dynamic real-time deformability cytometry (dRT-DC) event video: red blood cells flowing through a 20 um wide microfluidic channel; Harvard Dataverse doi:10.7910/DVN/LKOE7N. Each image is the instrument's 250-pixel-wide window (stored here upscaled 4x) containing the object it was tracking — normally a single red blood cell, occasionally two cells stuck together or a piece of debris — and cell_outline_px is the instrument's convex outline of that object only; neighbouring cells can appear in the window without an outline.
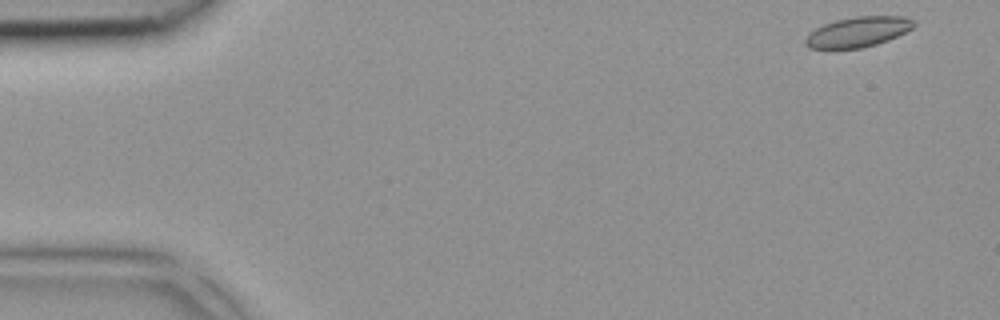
{"species": "common noctule bat (a hibernating species)", "species_latin": "Nyctalus noctula", "temperature_condition": "room temperature", "stored_images_in_passage": 3, "camera_frame_rate_fps": 3000, "um_per_image_px": 0.085, "animal": {"sex": "female", "body_mass_g": 18.4}, "frame": {"image": 1, "passage_image": 1, "time_ms": 0.0, "image_size_px": [1000, 320], "cell_outline_px": [[916, 24], [912, 28], [888, 40], [876, 44], [860, 48], [808, 48], [804, 44], [804, 40], [816, 28], [824, 24], [836, 20], [856, 16], [904, 16], [912, 20]], "centroid_in_image_um": [72.93, 2.71], "position_along_channel_um": 12.1, "area_um2": 18.79}}
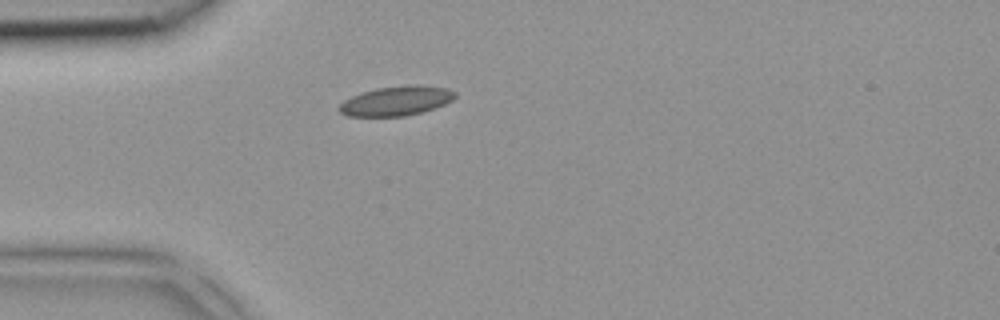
{"frame": {"image": 2, "passage_image": 3, "time_ms": 0.667, "image_size_px": [1000, 320], "cell_outline_px": [[456, 96], [452, 100], [436, 108], [424, 112], [404, 116], [348, 116], [340, 112], [336, 108], [344, 100], [360, 92], [376, 88], [408, 84], [420, 84], [448, 88], [456, 92]], "centroid_in_image_um": [33.7, 8.56], "position_along_channel_um": 51.3, "area_um2": 20.29}}